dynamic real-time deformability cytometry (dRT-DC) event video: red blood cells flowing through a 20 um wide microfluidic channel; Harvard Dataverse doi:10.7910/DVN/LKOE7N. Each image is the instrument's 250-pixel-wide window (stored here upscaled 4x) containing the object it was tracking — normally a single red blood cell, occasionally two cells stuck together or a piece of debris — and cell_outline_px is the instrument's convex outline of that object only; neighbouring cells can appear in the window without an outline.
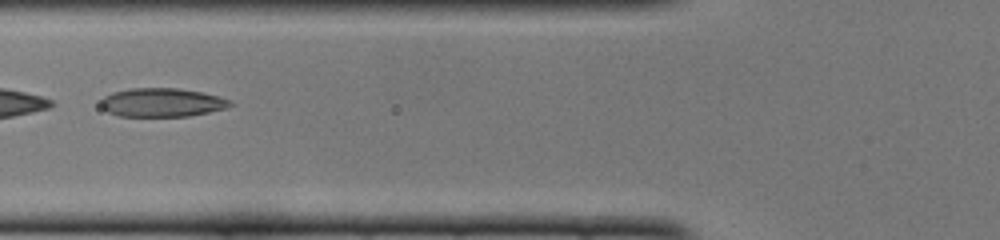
{"species": "common noctule bat (a hibernating species)", "species_latin": "Nyctalus noctula", "temperature_condition": "cold", "stored_images_in_passage": 22, "camera_frame_rate_fps": 3000, "um_per_image_px": 0.085, "animal": {"sex": "female", "body_mass_g": 22.0, "forearm_length_mm": 56.7}, "frame": {"image": 1, "passage_image": 4, "time_ms": 1.0, "image_size_px": [1000, 240], "cell_outline_px": [[236, 104], [228, 108], [188, 116], [120, 116], [108, 112], [100, 104], [100, 100], [104, 96], [112, 92], [128, 88], [176, 88], [204, 92], [232, 100]], "centroid_in_image_um": [13.81, 8.7], "position_along_channel_um": 112.0, "area_um2": 21.85}}
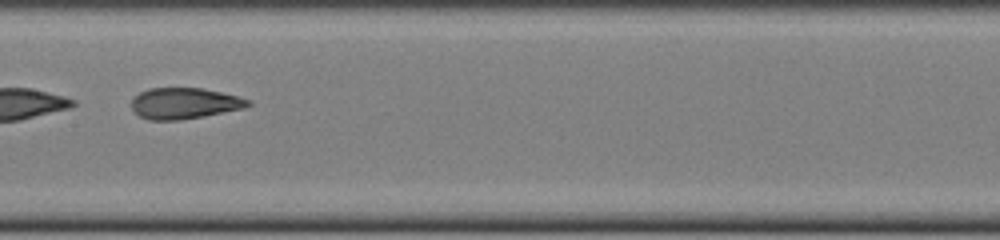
{"frame": {"image": 2, "passage_image": 10, "time_ms": 3.0, "image_size_px": [1000, 240], "cell_outline_px": [[252, 104], [244, 108], [204, 116], [180, 120], [148, 120], [140, 116], [132, 108], [132, 100], [140, 92], [148, 88], [200, 88], [220, 92], [252, 100]], "centroid_in_image_um": [15.68, 8.79], "position_along_channel_um": 191.7, "area_um2": 20.98}}
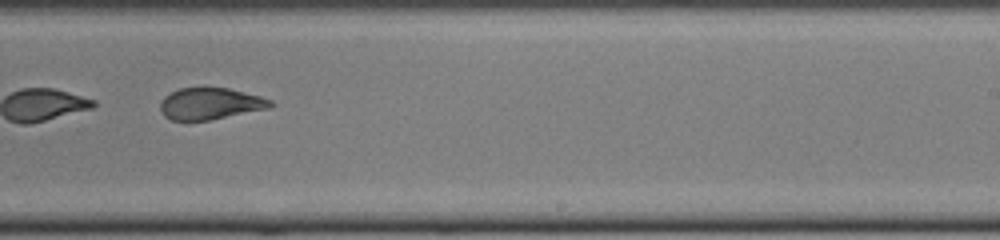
{"frame": {"image": 3, "passage_image": 16, "time_ms": 5.0, "image_size_px": [1000, 240], "cell_outline_px": [[276, 104], [268, 108], [208, 120], [172, 120], [164, 116], [160, 108], [160, 104], [164, 96], [180, 88], [228, 88], [260, 96], [272, 100]], "centroid_in_image_um": [17.87, 8.81], "position_along_channel_um": 271.1, "area_um2": 20.06}}